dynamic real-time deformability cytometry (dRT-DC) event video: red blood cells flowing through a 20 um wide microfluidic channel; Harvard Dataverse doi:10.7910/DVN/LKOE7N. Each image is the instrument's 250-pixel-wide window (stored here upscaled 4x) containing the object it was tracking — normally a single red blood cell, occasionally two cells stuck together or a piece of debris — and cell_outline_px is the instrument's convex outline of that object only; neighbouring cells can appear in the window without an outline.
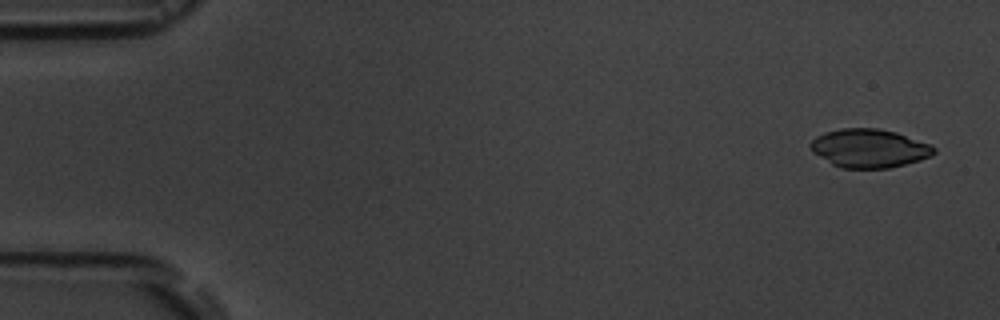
{"species": "common noctule bat (a hibernating species)", "species_latin": "Nyctalus noctula", "temperature_condition": "room temperature", "stored_images_in_passage": 3, "camera_frame_rate_fps": 3000, "um_per_image_px": 0.085, "animal": {"sex": "male", "body_mass_g": 19.5, "forearm_length_mm": 54.6}, "frame": {"image": 1, "passage_image": 1, "time_ms": 0.0, "image_size_px": [1000, 320], "cell_outline_px": [[936, 152], [932, 156], [920, 160], [888, 168], [840, 168], [832, 164], [812, 152], [808, 144], [816, 136], [824, 132], [840, 128], [876, 128], [896, 132], [932, 144], [936, 148]], "centroid_in_image_um": [73.88, 12.6], "position_along_channel_um": 11.1, "area_um2": 27.98}}